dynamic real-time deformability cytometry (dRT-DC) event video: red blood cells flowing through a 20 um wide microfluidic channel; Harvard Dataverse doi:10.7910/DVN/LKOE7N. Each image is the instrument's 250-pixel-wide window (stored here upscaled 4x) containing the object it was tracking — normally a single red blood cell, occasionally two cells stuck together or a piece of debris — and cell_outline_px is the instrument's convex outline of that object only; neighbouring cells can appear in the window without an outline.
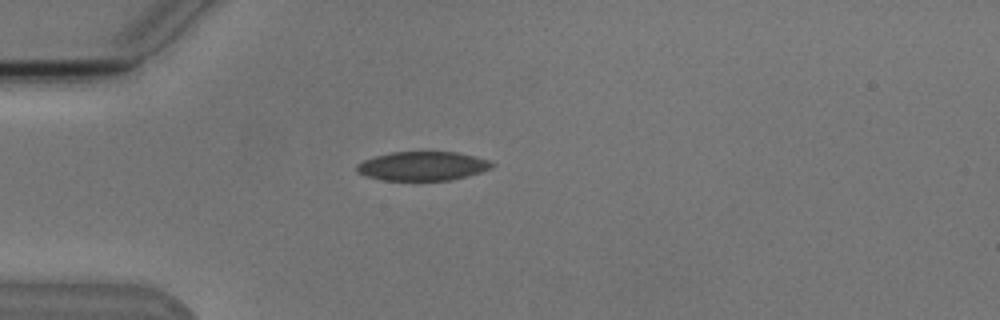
{"species": "Egyptian fruit bat (a non-hibernating species)", "species_latin": "Rousettus aegyptiacus", "temperature_condition": "cold", "stored_images_in_passage": 3, "camera_frame_rate_fps": 3000, "um_per_image_px": 0.085, "animal": {"sex": "male"}, "frame": {"image": 1, "passage_image": 3, "time_ms": 2.333, "image_size_px": [1000, 320], "cell_outline_px": [[496, 164], [492, 168], [468, 176], [452, 180], [384, 180], [364, 176], [356, 172], [356, 164], [364, 160], [376, 156], [392, 152], [456, 152], [476, 156], [488, 160]], "centroid_in_image_um": [35.93, 14.12], "position_along_channel_um": 49.1, "area_um2": 22.95}}